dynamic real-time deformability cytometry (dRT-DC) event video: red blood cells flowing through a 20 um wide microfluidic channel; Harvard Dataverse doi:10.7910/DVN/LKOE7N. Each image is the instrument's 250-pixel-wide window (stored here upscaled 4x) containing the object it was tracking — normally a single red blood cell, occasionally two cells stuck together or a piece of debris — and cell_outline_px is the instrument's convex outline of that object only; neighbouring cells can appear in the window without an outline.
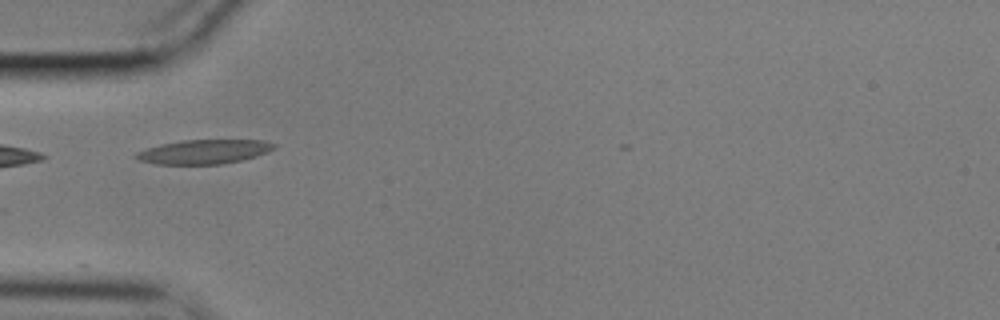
{"species": "common noctule bat (a hibernating species)", "species_latin": "Nyctalus noctula", "temperature_condition": "cold", "stored_images_in_passage": 17, "camera_frame_rate_fps": 3000, "um_per_image_px": 0.085, "animal": {"sex": "male", "body_mass_g": 17.9}, "frame": {"image": 1, "passage_image": 2, "time_ms": 0.333, "image_size_px": [1000, 320], "cell_outline_px": [[276, 148], [268, 152], [244, 160], [220, 164], [156, 164], [140, 160], [132, 156], [136, 152], [160, 144], [180, 140], [264, 140], [276, 144]], "centroid_in_image_um": [17.36, 12.89], "position_along_channel_um": 67.6, "area_um2": 19.59}}
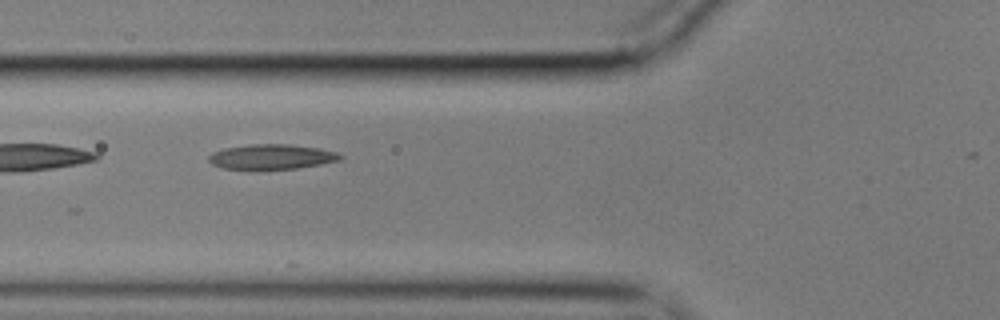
{"frame": {"image": 2, "passage_image": 5, "time_ms": 1.333, "image_size_px": [1000, 320], "cell_outline_px": [[344, 156], [340, 160], [320, 164], [296, 168], [224, 168], [212, 164], [208, 160], [208, 156], [212, 152], [224, 148], [252, 144], [288, 144], [320, 148], [336, 152]], "centroid_in_image_um": [23.1, 13.3], "position_along_channel_um": 102.7, "area_um2": 18.79}}
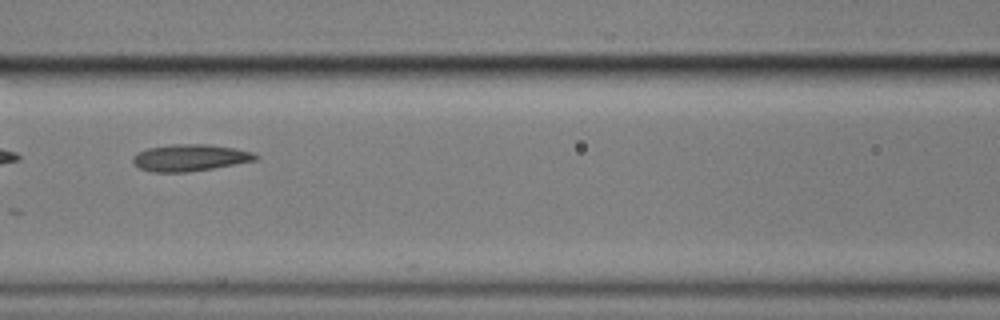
{"frame": {"image": 3, "passage_image": 9, "time_ms": 2.667, "image_size_px": [1000, 320], "cell_outline_px": [[260, 156], [256, 160], [236, 164], [188, 172], [152, 172], [140, 168], [132, 164], [132, 156], [136, 152], [148, 148], [172, 144], [208, 144], [232, 148], [252, 152]], "centroid_in_image_um": [16.1, 13.4], "position_along_channel_um": 150.5, "area_um2": 19.19}}